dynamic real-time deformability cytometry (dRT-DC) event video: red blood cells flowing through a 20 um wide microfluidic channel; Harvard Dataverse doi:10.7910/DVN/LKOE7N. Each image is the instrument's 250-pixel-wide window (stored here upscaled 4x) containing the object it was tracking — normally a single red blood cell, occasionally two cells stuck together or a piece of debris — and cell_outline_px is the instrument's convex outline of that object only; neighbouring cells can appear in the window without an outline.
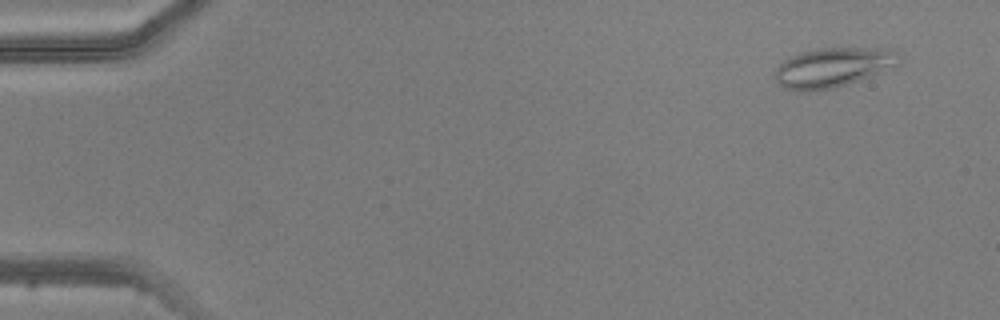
{"species": "common noctule bat (a hibernating species)", "species_latin": "Nyctalus noctula", "temperature_condition": "warm", "stored_images_in_passage": 4, "camera_frame_rate_fps": 3000, "um_per_image_px": 0.085, "animal": {"sex": "male", "body_mass_g": 20.5, "forearm_length_mm": 52.5}, "frame": {"image": 1, "passage_image": 1, "time_ms": 0.0, "image_size_px": [1000, 320], "cell_outline_px": [[900, 64], [856, 80], [832, 88], [784, 88], [776, 80], [776, 68], [784, 60], [800, 52], [820, 48], [888, 48], [896, 52]], "centroid_in_image_um": [70.82, 5.67], "position_along_channel_um": 14.2, "area_um2": 27.28}}